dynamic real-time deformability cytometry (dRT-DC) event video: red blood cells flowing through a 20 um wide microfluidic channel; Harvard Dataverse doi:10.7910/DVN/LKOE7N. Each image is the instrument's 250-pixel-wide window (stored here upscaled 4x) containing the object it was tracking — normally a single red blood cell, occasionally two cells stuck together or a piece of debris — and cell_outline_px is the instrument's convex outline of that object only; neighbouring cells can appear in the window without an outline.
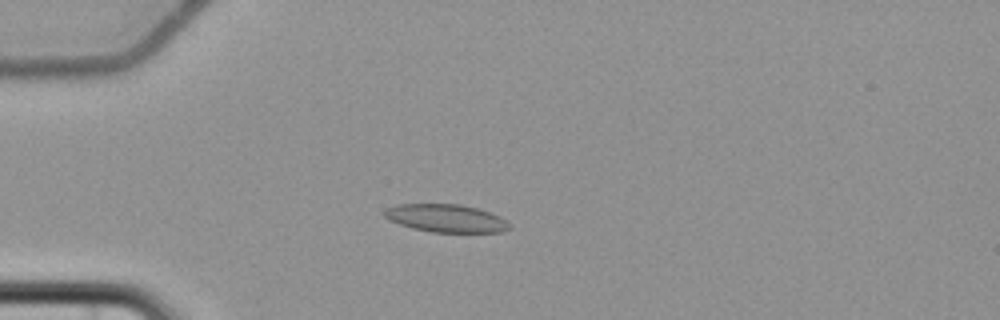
{"species": "common noctule bat (a hibernating species)", "species_latin": "Nyctalus noctula", "temperature_condition": "cold", "stored_images_in_passage": 6, "camera_frame_rate_fps": 3000, "um_per_image_px": 0.085, "animal": {"sex": "female", "body_mass_g": 22.7, "forearm_length_mm": 54.2}, "frame": {"image": 1, "passage_image": 5, "time_ms": 5.0, "image_size_px": [1000, 320], "cell_outline_px": [[512, 228], [500, 232], [432, 232], [412, 228], [388, 220], [384, 216], [384, 212], [388, 208], [396, 204], [460, 204], [476, 208], [500, 216], [512, 224]], "centroid_in_image_um": [37.94, 18.55], "position_along_channel_um": 47.1, "area_um2": 20.35}}